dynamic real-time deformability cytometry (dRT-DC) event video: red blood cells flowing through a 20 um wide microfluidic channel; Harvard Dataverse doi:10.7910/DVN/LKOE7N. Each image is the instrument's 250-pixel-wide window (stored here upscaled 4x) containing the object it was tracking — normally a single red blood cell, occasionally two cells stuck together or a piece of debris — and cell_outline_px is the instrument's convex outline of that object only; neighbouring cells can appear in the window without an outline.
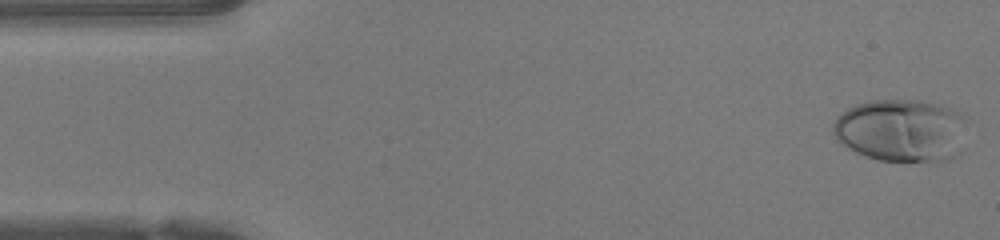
{"species": "human", "species_latin": "Homo sapiens", "temperature_condition": "warm", "stored_images_in_passage": 47, "camera_frame_rate_fps": 3000, "um_per_image_px": 0.085, "donor": {"sex": "female"}, "frame": {"image": 1, "passage_image": 1, "time_ms": 0.0, "image_size_px": [1000, 240], "cell_outline_px": [[968, 116], [960, 152], [956, 156], [948, 160], [876, 160], [856, 152], [840, 144], [836, 140], [832, 132], [832, 124], [836, 116], [848, 108], [856, 104], [872, 100], [920, 100], [940, 104], [952, 108]], "centroid_in_image_um": [76.61, 11.06], "position_along_channel_um": 8.4, "area_um2": 49.59}}
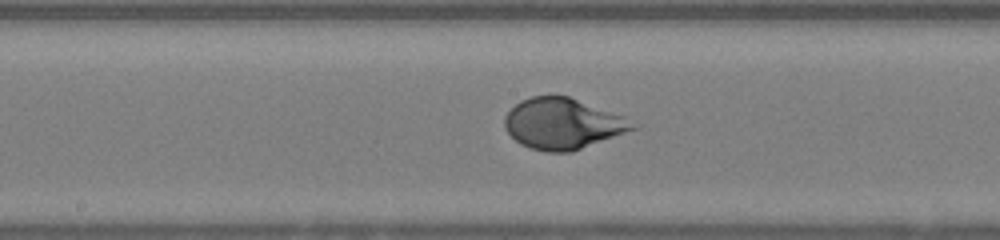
{"frame": {"image": 2, "passage_image": 23, "time_ms": 7.333, "image_size_px": [1000, 240], "cell_outline_px": [[640, 128], [572, 152], [548, 152], [532, 148], [520, 144], [504, 128], [504, 116], [520, 100], [532, 96], [568, 96], [624, 116], [640, 124]], "centroid_in_image_um": [47.88, 10.52], "position_along_channel_um": 200.3, "area_um2": 38.15}}
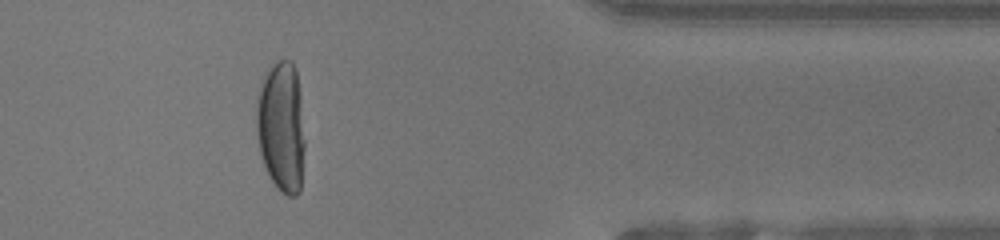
{"frame": {"image": 3, "passage_image": 38, "time_ms": 12.333, "image_size_px": [1000, 240], "cell_outline_px": [[304, 148], [300, 192], [296, 196], [288, 196], [280, 192], [276, 188], [268, 176], [260, 152], [256, 132], [256, 96], [264, 76], [268, 68], [272, 64], [280, 60], [292, 60], [296, 72], [300, 92], [304, 140]], "centroid_in_image_um": [23.9, 10.79], "position_along_channel_um": 387.5, "area_um2": 37.28}, "authors_computed_cell_mechanics": {"area_um2": 39.5352, "velocity_mm_per_s": 4.2299, "shape_relaxation_time_tau1_ms": 2.9881, "shape_relaxation_time_tau2_ms": null, "deformation_change_tau1": 0.2386, "deformation_change_tau2": null}}